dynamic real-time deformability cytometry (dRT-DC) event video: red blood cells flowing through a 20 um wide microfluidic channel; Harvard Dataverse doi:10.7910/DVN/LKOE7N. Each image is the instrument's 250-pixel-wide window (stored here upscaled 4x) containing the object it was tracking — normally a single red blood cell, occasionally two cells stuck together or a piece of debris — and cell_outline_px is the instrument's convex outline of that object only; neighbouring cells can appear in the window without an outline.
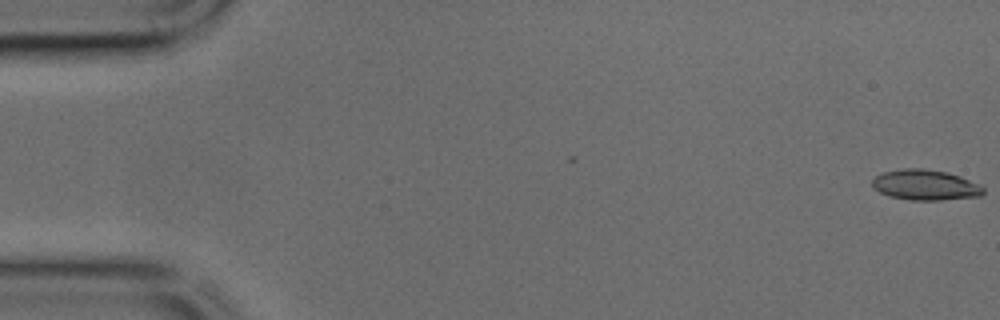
{"species": "common noctule bat (a hibernating species)", "species_latin": "Nyctalus noctula", "temperature_condition": "cold", "stored_images_in_passage": 45, "camera_frame_rate_fps": 3000, "um_per_image_px": 0.085, "animal": {"sex": "male", "body_mass_g": 17.9, "forearm_length_mm": 54.2}, "frame": {"image": 1, "passage_image": 1, "time_ms": 0.0, "image_size_px": [1000, 320], "cell_outline_px": [[984, 192], [980, 196], [940, 200], [912, 200], [888, 196], [872, 188], [872, 180], [876, 176], [884, 172], [900, 168], [924, 168], [948, 172], [960, 176], [980, 184], [984, 188]], "centroid_in_image_um": [78.65, 15.71], "position_along_channel_um": 6.4, "area_um2": 19.88}}
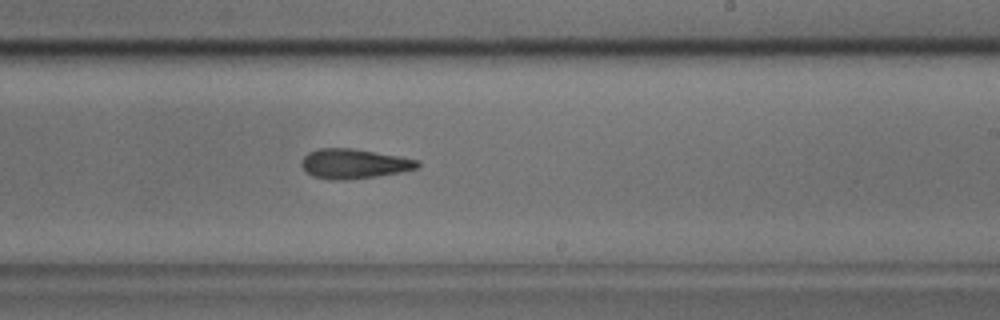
{"frame": {"image": 2, "passage_image": 27, "time_ms": 8.667, "image_size_px": [1000, 320], "cell_outline_px": [[420, 164], [416, 168], [400, 172], [376, 176], [344, 180], [332, 180], [312, 176], [300, 164], [304, 156], [308, 152], [320, 148], [352, 148], [400, 156], [420, 160]], "centroid_in_image_um": [30.08, 13.91], "position_along_channel_um": 258.9, "area_um2": 20.0}}
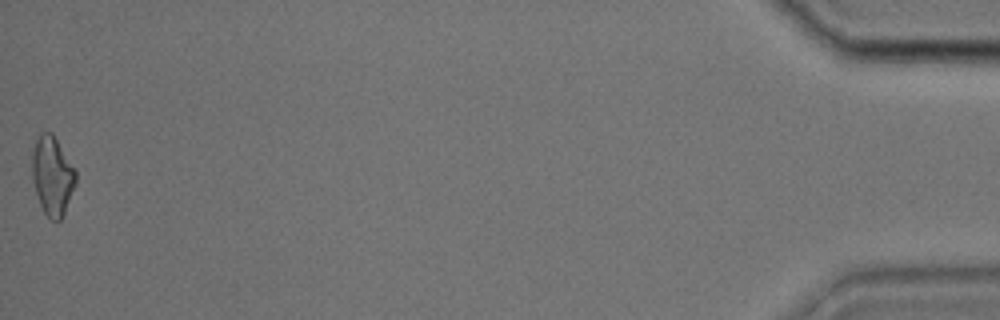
{"frame": {"image": 3, "passage_image": 45, "time_ms": 14.667, "image_size_px": [1000, 320], "cell_outline_px": [[76, 184], [64, 212], [60, 220], [52, 220], [44, 212], [40, 204], [32, 180], [32, 148], [40, 132], [52, 132], [76, 172]], "centroid_in_image_um": [4.43, 14.92], "position_along_channel_um": 430.8, "area_um2": 19.83}}